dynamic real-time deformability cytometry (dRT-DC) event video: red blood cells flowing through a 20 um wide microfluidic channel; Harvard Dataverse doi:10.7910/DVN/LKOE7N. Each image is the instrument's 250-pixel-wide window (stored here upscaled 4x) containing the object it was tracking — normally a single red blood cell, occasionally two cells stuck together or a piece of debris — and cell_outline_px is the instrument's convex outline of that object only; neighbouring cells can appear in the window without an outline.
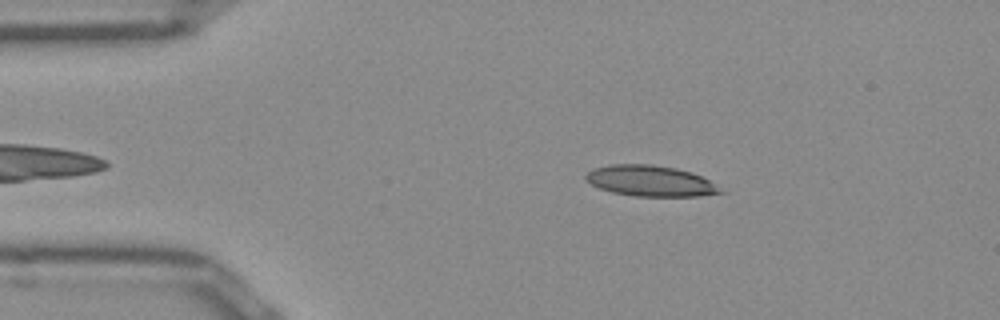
{"species": "Egyptian fruit bat (a non-hibernating species)", "species_latin": "Rousettus aegyptiacus", "temperature_condition": "room temperature", "stored_images_in_passage": 42, "camera_frame_rate_fps": 3000, "um_per_image_px": 0.085, "frame": {"image": 1, "passage_image": 7, "time_ms": 2.0, "image_size_px": [1000, 320], "cell_outline_px": [[728, 192], [696, 196], [636, 196], [612, 192], [600, 188], [584, 180], [584, 176], [592, 168], [612, 164], [652, 164], [676, 168], [692, 172], [708, 180]], "centroid_in_image_um": [55.28, 15.37], "position_along_channel_um": 29.7, "area_um2": 24.22}}
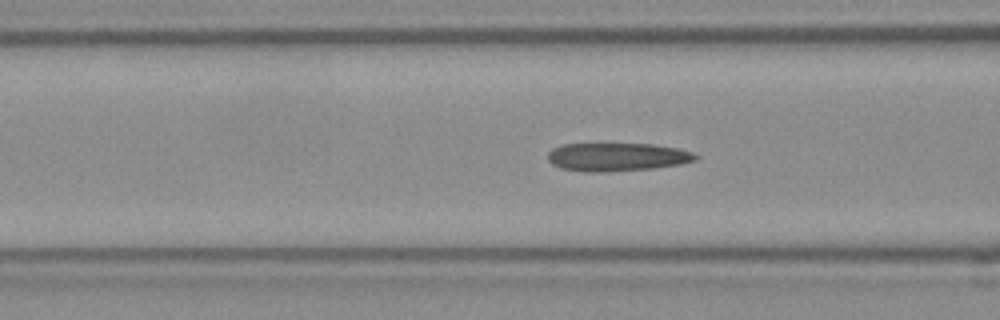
{"frame": {"image": 2, "passage_image": 17, "time_ms": 5.333, "image_size_px": [1000, 320], "cell_outline_px": [[700, 156], [696, 160], [680, 164], [656, 168], [608, 172], [584, 172], [560, 168], [552, 164], [548, 160], [548, 152], [552, 148], [564, 144], [652, 144], [676, 148], [692, 152]], "centroid_in_image_um": [52.44, 13.35], "position_along_channel_um": 114.2, "area_um2": 24.51}}
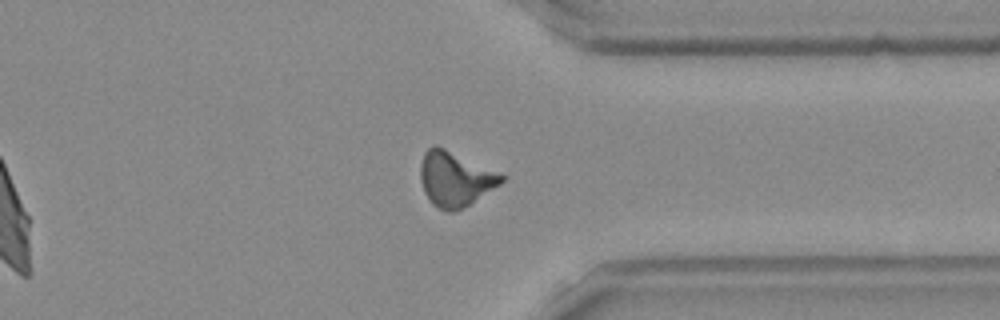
{"frame": {"image": 3, "passage_image": 37, "time_ms": 12.0, "image_size_px": [1000, 320], "cell_outline_px": [[508, 176], [500, 184], [464, 208], [452, 212], [448, 212], [432, 204], [424, 192], [420, 180], [420, 164], [424, 152], [428, 148], [436, 144]], "centroid_in_image_um": [38.68, 15.2], "position_along_channel_um": 372.7, "area_um2": 26.01}, "authors_computed_cell_mechanics": {"area_um2": 24.1604, "velocity_mm_per_s": 3.9392, "shape_relaxation_time_tau1_ms": null, "shape_relaxation_time_tau2_ms": 2.7793, "deformation_change_tau1": null, "deformation_change_tau2": 0.1359}}